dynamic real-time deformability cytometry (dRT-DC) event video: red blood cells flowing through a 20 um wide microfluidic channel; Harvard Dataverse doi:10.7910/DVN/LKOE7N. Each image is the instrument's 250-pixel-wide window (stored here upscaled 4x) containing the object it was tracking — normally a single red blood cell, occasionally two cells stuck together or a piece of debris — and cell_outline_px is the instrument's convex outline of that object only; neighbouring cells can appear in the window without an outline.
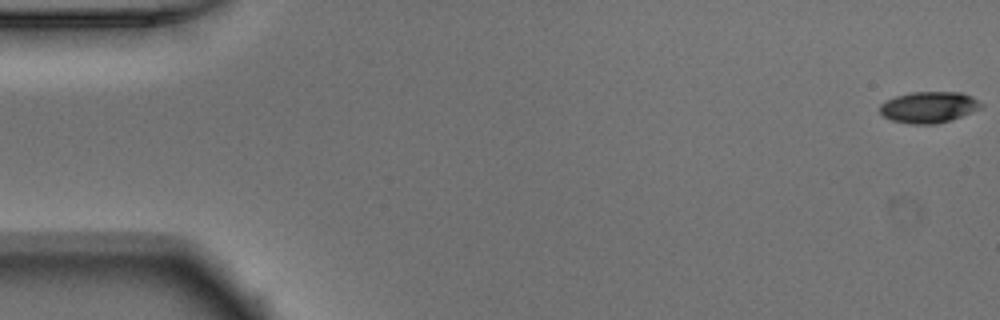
{"species": "Egyptian fruit bat (a non-hibernating species)", "species_latin": "Rousettus aegyptiacus", "temperature_condition": "warm", "stored_images_in_passage": 52, "camera_frame_rate_fps": 3000, "um_per_image_px": 0.085, "animal": {"sex": "male"}, "frame": {"image": 1, "passage_image": 1, "time_ms": 0.0, "image_size_px": [1000, 320], "cell_outline_px": [[984, 104], [980, 108], [972, 112], [936, 124], [912, 124], [892, 120], [884, 116], [880, 112], [880, 104], [896, 96], [912, 92], [960, 92], [972, 96]], "centroid_in_image_um": [78.96, 9.1], "position_along_channel_um": 6.0, "area_um2": 18.21}}
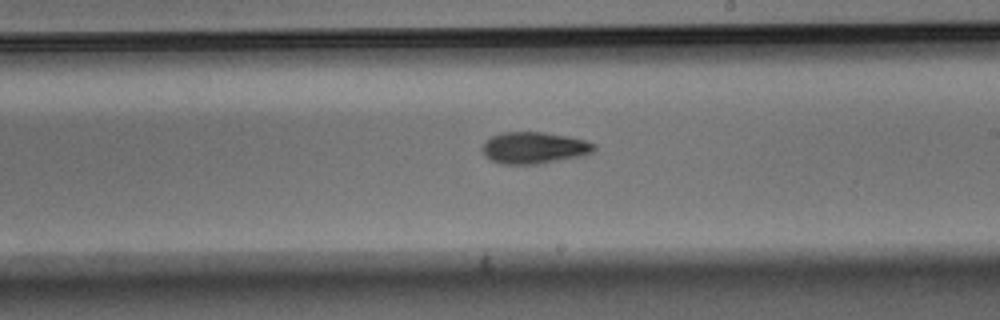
{"frame": {"image": 2, "passage_image": 30, "time_ms": 9.667, "image_size_px": [1000, 320], "cell_outline_px": [[596, 148], [592, 152], [584, 156], [540, 164], [500, 164], [484, 156], [480, 148], [492, 136], [500, 132], [544, 132], [568, 136], [584, 140], [596, 144]], "centroid_in_image_um": [45.41, 12.57], "position_along_channel_um": 243.6, "area_um2": 20.87}}
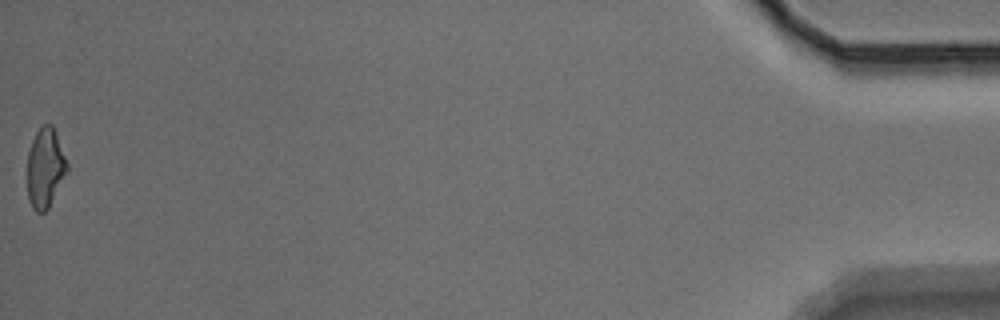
{"frame": {"image": 3, "passage_image": 52, "time_ms": 17.0, "image_size_px": [1000, 320], "cell_outline_px": [[68, 172], [48, 208], [44, 212], [36, 212], [32, 208], [28, 200], [28, 152], [32, 140], [36, 132], [44, 124], [52, 124], [56, 132], [68, 164]], "centroid_in_image_um": [3.85, 14.28], "position_along_channel_um": 431.3, "area_um2": 18.5}, "authors_computed_cell_mechanics": {"area_um2": 19.5364, "velocity_mm_per_s": 3.9318, "shape_relaxation_time_tau1_ms": 5.3531, "shape_relaxation_time_tau2_ms": 8.2465, "deformation_change_tau1": 0.1595, "deformation_change_tau2": 0.1742}}